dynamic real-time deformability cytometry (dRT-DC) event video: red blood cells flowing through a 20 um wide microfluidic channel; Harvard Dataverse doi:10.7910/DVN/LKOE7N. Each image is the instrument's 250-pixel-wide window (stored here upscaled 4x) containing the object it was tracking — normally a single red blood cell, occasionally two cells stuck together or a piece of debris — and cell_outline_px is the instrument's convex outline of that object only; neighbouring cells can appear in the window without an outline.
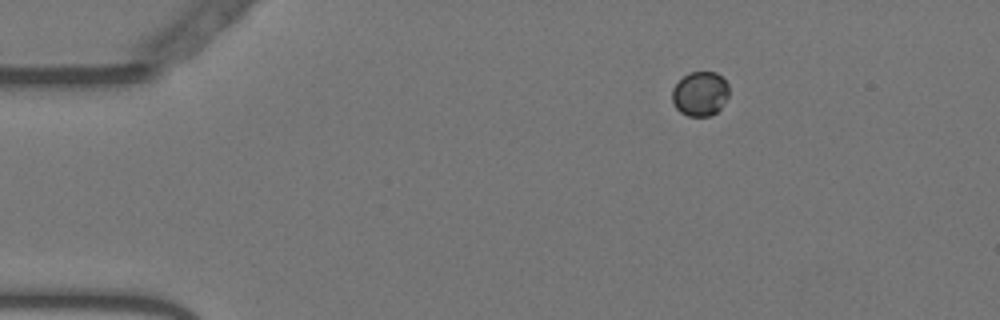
{"species": "Egyptian fruit bat (a non-hibernating species)", "species_latin": "Rousettus aegyptiacus", "temperature_condition": "warm", "stored_images_in_passage": 59, "camera_frame_rate_fps": 3000, "um_per_image_px": 0.085, "animal": {"sex": "female"}, "frame": {"image": 1, "passage_image": 11, "time_ms": 3.333, "image_size_px": [1000, 320], "cell_outline_px": [[728, 96], [724, 104], [712, 116], [688, 116], [680, 112], [672, 104], [672, 88], [688, 72], [716, 72], [728, 84]], "centroid_in_image_um": [59.5, 7.98], "position_along_channel_um": 25.5, "area_um2": 14.8}}
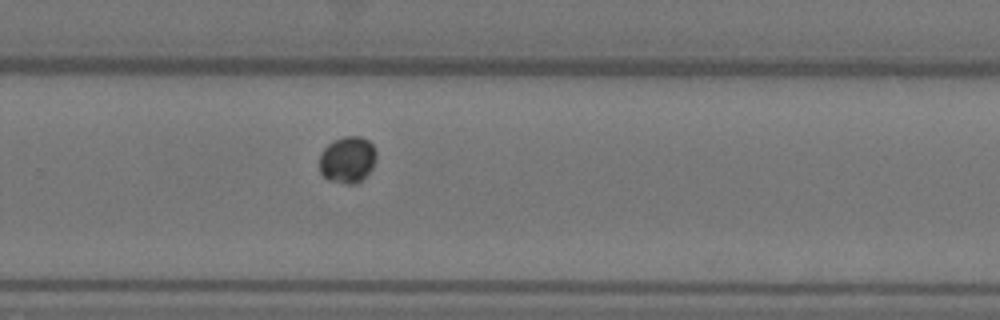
{"frame": {"image": 2, "passage_image": 40, "time_ms": 13.0, "image_size_px": [1000, 320], "cell_outline_px": [[376, 160], [372, 168], [356, 184], [344, 184], [328, 180], [320, 172], [320, 152], [332, 140], [344, 136], [360, 136], [368, 140], [372, 144], [376, 152]], "centroid_in_image_um": [29.52, 13.56], "position_along_channel_um": 300.3, "area_um2": 15.55}}
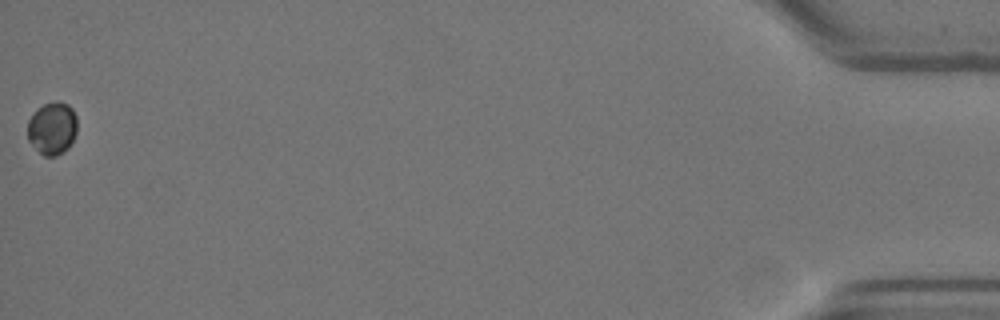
{"frame": {"image": 3, "passage_image": 59, "time_ms": 19.333, "image_size_px": [1000, 320], "cell_outline_px": [[76, 132], [72, 144], [64, 152], [56, 156], [44, 156], [28, 140], [28, 120], [36, 108], [44, 104], [56, 100], [68, 104], [72, 108], [76, 116]], "centroid_in_image_um": [4.45, 10.89], "position_along_channel_um": 430.7, "area_um2": 15.37}, "authors_computed_cell_mechanics": {"area_um2": 15.2014, "velocity_mm_per_s": 3.5496, "shape_relaxation_time_tau1_ms": 2.3262, "shape_relaxation_time_tau2_ms": null, "deformation_change_tau1": 0.164, "deformation_change_tau2": null}}